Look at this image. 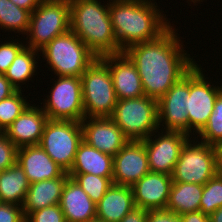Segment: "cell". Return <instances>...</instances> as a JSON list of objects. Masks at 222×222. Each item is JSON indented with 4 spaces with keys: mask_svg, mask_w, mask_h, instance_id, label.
<instances>
[{
    "mask_svg": "<svg viewBox=\"0 0 222 222\" xmlns=\"http://www.w3.org/2000/svg\"><path fill=\"white\" fill-rule=\"evenodd\" d=\"M178 28L172 24L154 40L134 44L123 51L134 63L144 94L159 100L197 61L186 52ZM177 31V32H176ZM192 57V58H191Z\"/></svg>",
    "mask_w": 222,
    "mask_h": 222,
    "instance_id": "6da1fadb",
    "label": "cell"
},
{
    "mask_svg": "<svg viewBox=\"0 0 222 222\" xmlns=\"http://www.w3.org/2000/svg\"><path fill=\"white\" fill-rule=\"evenodd\" d=\"M157 2L109 0V15L119 53L128 47L154 40L172 24Z\"/></svg>",
    "mask_w": 222,
    "mask_h": 222,
    "instance_id": "7a4b0ae2",
    "label": "cell"
},
{
    "mask_svg": "<svg viewBox=\"0 0 222 222\" xmlns=\"http://www.w3.org/2000/svg\"><path fill=\"white\" fill-rule=\"evenodd\" d=\"M106 3L101 0H70V30L97 57L119 53L109 15V0Z\"/></svg>",
    "mask_w": 222,
    "mask_h": 222,
    "instance_id": "3957f363",
    "label": "cell"
},
{
    "mask_svg": "<svg viewBox=\"0 0 222 222\" xmlns=\"http://www.w3.org/2000/svg\"><path fill=\"white\" fill-rule=\"evenodd\" d=\"M40 53L56 76L81 77L98 58L71 30L53 38Z\"/></svg>",
    "mask_w": 222,
    "mask_h": 222,
    "instance_id": "277c9868",
    "label": "cell"
},
{
    "mask_svg": "<svg viewBox=\"0 0 222 222\" xmlns=\"http://www.w3.org/2000/svg\"><path fill=\"white\" fill-rule=\"evenodd\" d=\"M191 138L183 145L171 177L173 182L204 185L220 171V148Z\"/></svg>",
    "mask_w": 222,
    "mask_h": 222,
    "instance_id": "5b68a950",
    "label": "cell"
},
{
    "mask_svg": "<svg viewBox=\"0 0 222 222\" xmlns=\"http://www.w3.org/2000/svg\"><path fill=\"white\" fill-rule=\"evenodd\" d=\"M128 140L142 141L158 131V100L146 95L117 99L110 117Z\"/></svg>",
    "mask_w": 222,
    "mask_h": 222,
    "instance_id": "8992f818",
    "label": "cell"
},
{
    "mask_svg": "<svg viewBox=\"0 0 222 222\" xmlns=\"http://www.w3.org/2000/svg\"><path fill=\"white\" fill-rule=\"evenodd\" d=\"M80 78L85 118L111 117L117 97L109 67L98 57Z\"/></svg>",
    "mask_w": 222,
    "mask_h": 222,
    "instance_id": "52a82bcc",
    "label": "cell"
},
{
    "mask_svg": "<svg viewBox=\"0 0 222 222\" xmlns=\"http://www.w3.org/2000/svg\"><path fill=\"white\" fill-rule=\"evenodd\" d=\"M70 30V0H42L31 13L26 47L41 50L53 38ZM29 39V40H28Z\"/></svg>",
    "mask_w": 222,
    "mask_h": 222,
    "instance_id": "ba28073f",
    "label": "cell"
},
{
    "mask_svg": "<svg viewBox=\"0 0 222 222\" xmlns=\"http://www.w3.org/2000/svg\"><path fill=\"white\" fill-rule=\"evenodd\" d=\"M83 141L80 122L48 119L39 146L51 159L68 172Z\"/></svg>",
    "mask_w": 222,
    "mask_h": 222,
    "instance_id": "9c48e42d",
    "label": "cell"
},
{
    "mask_svg": "<svg viewBox=\"0 0 222 222\" xmlns=\"http://www.w3.org/2000/svg\"><path fill=\"white\" fill-rule=\"evenodd\" d=\"M58 78V79H57ZM49 94L44 97L42 110L51 120L81 122L85 118L80 77L57 76ZM45 100V101H44Z\"/></svg>",
    "mask_w": 222,
    "mask_h": 222,
    "instance_id": "30bf717a",
    "label": "cell"
},
{
    "mask_svg": "<svg viewBox=\"0 0 222 222\" xmlns=\"http://www.w3.org/2000/svg\"><path fill=\"white\" fill-rule=\"evenodd\" d=\"M201 67V64L196 63L189 71V98L186 110L189 116L190 137H196L206 126L215 100L222 92V83L219 84L221 86L212 84L213 80H209L208 75L205 77Z\"/></svg>",
    "mask_w": 222,
    "mask_h": 222,
    "instance_id": "8fae6325",
    "label": "cell"
},
{
    "mask_svg": "<svg viewBox=\"0 0 222 222\" xmlns=\"http://www.w3.org/2000/svg\"><path fill=\"white\" fill-rule=\"evenodd\" d=\"M189 138L188 134L181 131L158 129L142 140L147 151L150 172L172 175L180 151Z\"/></svg>",
    "mask_w": 222,
    "mask_h": 222,
    "instance_id": "7c38bea8",
    "label": "cell"
},
{
    "mask_svg": "<svg viewBox=\"0 0 222 222\" xmlns=\"http://www.w3.org/2000/svg\"><path fill=\"white\" fill-rule=\"evenodd\" d=\"M189 72L158 100L159 130L181 131L189 135Z\"/></svg>",
    "mask_w": 222,
    "mask_h": 222,
    "instance_id": "4fadbf2b",
    "label": "cell"
},
{
    "mask_svg": "<svg viewBox=\"0 0 222 222\" xmlns=\"http://www.w3.org/2000/svg\"><path fill=\"white\" fill-rule=\"evenodd\" d=\"M150 172L143 141L129 140L113 157V184L133 186Z\"/></svg>",
    "mask_w": 222,
    "mask_h": 222,
    "instance_id": "5bb4252c",
    "label": "cell"
},
{
    "mask_svg": "<svg viewBox=\"0 0 222 222\" xmlns=\"http://www.w3.org/2000/svg\"><path fill=\"white\" fill-rule=\"evenodd\" d=\"M80 124L83 141L113 157L129 141L110 117L84 118Z\"/></svg>",
    "mask_w": 222,
    "mask_h": 222,
    "instance_id": "9a60e30c",
    "label": "cell"
},
{
    "mask_svg": "<svg viewBox=\"0 0 222 222\" xmlns=\"http://www.w3.org/2000/svg\"><path fill=\"white\" fill-rule=\"evenodd\" d=\"M99 58L109 67L117 99L139 98L145 95L137 69L124 52Z\"/></svg>",
    "mask_w": 222,
    "mask_h": 222,
    "instance_id": "2e32d148",
    "label": "cell"
},
{
    "mask_svg": "<svg viewBox=\"0 0 222 222\" xmlns=\"http://www.w3.org/2000/svg\"><path fill=\"white\" fill-rule=\"evenodd\" d=\"M172 184L171 175L148 172L131 186L135 207L147 211L166 208Z\"/></svg>",
    "mask_w": 222,
    "mask_h": 222,
    "instance_id": "e0dca14e",
    "label": "cell"
},
{
    "mask_svg": "<svg viewBox=\"0 0 222 222\" xmlns=\"http://www.w3.org/2000/svg\"><path fill=\"white\" fill-rule=\"evenodd\" d=\"M40 107L31 102L3 132L17 148L39 144L48 120L47 114Z\"/></svg>",
    "mask_w": 222,
    "mask_h": 222,
    "instance_id": "ac0fdd59",
    "label": "cell"
},
{
    "mask_svg": "<svg viewBox=\"0 0 222 222\" xmlns=\"http://www.w3.org/2000/svg\"><path fill=\"white\" fill-rule=\"evenodd\" d=\"M16 162L24 170L30 184L58 178L66 172L39 145L19 147Z\"/></svg>",
    "mask_w": 222,
    "mask_h": 222,
    "instance_id": "d6986e66",
    "label": "cell"
},
{
    "mask_svg": "<svg viewBox=\"0 0 222 222\" xmlns=\"http://www.w3.org/2000/svg\"><path fill=\"white\" fill-rule=\"evenodd\" d=\"M59 205L66 222H88L96 218V204L73 178L69 177L64 184Z\"/></svg>",
    "mask_w": 222,
    "mask_h": 222,
    "instance_id": "ffe728a7",
    "label": "cell"
},
{
    "mask_svg": "<svg viewBox=\"0 0 222 222\" xmlns=\"http://www.w3.org/2000/svg\"><path fill=\"white\" fill-rule=\"evenodd\" d=\"M133 208L132 188L112 184L96 205V218L105 222H120Z\"/></svg>",
    "mask_w": 222,
    "mask_h": 222,
    "instance_id": "44dd1931",
    "label": "cell"
},
{
    "mask_svg": "<svg viewBox=\"0 0 222 222\" xmlns=\"http://www.w3.org/2000/svg\"><path fill=\"white\" fill-rule=\"evenodd\" d=\"M69 175L31 183L22 204L25 217L34 211L60 203L62 190Z\"/></svg>",
    "mask_w": 222,
    "mask_h": 222,
    "instance_id": "7402d4cb",
    "label": "cell"
},
{
    "mask_svg": "<svg viewBox=\"0 0 222 222\" xmlns=\"http://www.w3.org/2000/svg\"><path fill=\"white\" fill-rule=\"evenodd\" d=\"M68 174H93L113 177V156L103 153L82 141Z\"/></svg>",
    "mask_w": 222,
    "mask_h": 222,
    "instance_id": "603a6c76",
    "label": "cell"
},
{
    "mask_svg": "<svg viewBox=\"0 0 222 222\" xmlns=\"http://www.w3.org/2000/svg\"><path fill=\"white\" fill-rule=\"evenodd\" d=\"M29 186L26 174L17 162L0 171V203L22 206Z\"/></svg>",
    "mask_w": 222,
    "mask_h": 222,
    "instance_id": "cb8c5ba5",
    "label": "cell"
},
{
    "mask_svg": "<svg viewBox=\"0 0 222 222\" xmlns=\"http://www.w3.org/2000/svg\"><path fill=\"white\" fill-rule=\"evenodd\" d=\"M202 193L201 184L173 182L166 208L179 215L200 211Z\"/></svg>",
    "mask_w": 222,
    "mask_h": 222,
    "instance_id": "d4e9b609",
    "label": "cell"
},
{
    "mask_svg": "<svg viewBox=\"0 0 222 222\" xmlns=\"http://www.w3.org/2000/svg\"><path fill=\"white\" fill-rule=\"evenodd\" d=\"M40 54L39 50L25 47L5 72L4 76L17 90L25 88L26 83L32 78L34 79V75L37 76V67H39L37 63ZM24 84L25 86H22Z\"/></svg>",
    "mask_w": 222,
    "mask_h": 222,
    "instance_id": "484cf974",
    "label": "cell"
},
{
    "mask_svg": "<svg viewBox=\"0 0 222 222\" xmlns=\"http://www.w3.org/2000/svg\"><path fill=\"white\" fill-rule=\"evenodd\" d=\"M31 13L16 6L10 0H0V29L26 36Z\"/></svg>",
    "mask_w": 222,
    "mask_h": 222,
    "instance_id": "4316f807",
    "label": "cell"
},
{
    "mask_svg": "<svg viewBox=\"0 0 222 222\" xmlns=\"http://www.w3.org/2000/svg\"><path fill=\"white\" fill-rule=\"evenodd\" d=\"M25 90H17L10 97L0 101V132H4L14 120L28 107L29 102L27 99L29 95L25 96Z\"/></svg>",
    "mask_w": 222,
    "mask_h": 222,
    "instance_id": "83f0119b",
    "label": "cell"
},
{
    "mask_svg": "<svg viewBox=\"0 0 222 222\" xmlns=\"http://www.w3.org/2000/svg\"><path fill=\"white\" fill-rule=\"evenodd\" d=\"M196 138L217 148L222 147V92L215 100L208 123Z\"/></svg>",
    "mask_w": 222,
    "mask_h": 222,
    "instance_id": "f1b7e54d",
    "label": "cell"
},
{
    "mask_svg": "<svg viewBox=\"0 0 222 222\" xmlns=\"http://www.w3.org/2000/svg\"><path fill=\"white\" fill-rule=\"evenodd\" d=\"M68 175L80 185V187L96 205L113 184V177H101L88 173Z\"/></svg>",
    "mask_w": 222,
    "mask_h": 222,
    "instance_id": "f546056e",
    "label": "cell"
},
{
    "mask_svg": "<svg viewBox=\"0 0 222 222\" xmlns=\"http://www.w3.org/2000/svg\"><path fill=\"white\" fill-rule=\"evenodd\" d=\"M220 207H222V170L203 185L200 211L211 215Z\"/></svg>",
    "mask_w": 222,
    "mask_h": 222,
    "instance_id": "4dcf8cb0",
    "label": "cell"
},
{
    "mask_svg": "<svg viewBox=\"0 0 222 222\" xmlns=\"http://www.w3.org/2000/svg\"><path fill=\"white\" fill-rule=\"evenodd\" d=\"M13 39L9 36L4 42L0 43V74H5L17 55L26 47L25 41L18 38ZM10 39V40H9Z\"/></svg>",
    "mask_w": 222,
    "mask_h": 222,
    "instance_id": "1f68e13d",
    "label": "cell"
},
{
    "mask_svg": "<svg viewBox=\"0 0 222 222\" xmlns=\"http://www.w3.org/2000/svg\"><path fill=\"white\" fill-rule=\"evenodd\" d=\"M25 222H66L59 204L29 213Z\"/></svg>",
    "mask_w": 222,
    "mask_h": 222,
    "instance_id": "d6a6232c",
    "label": "cell"
},
{
    "mask_svg": "<svg viewBox=\"0 0 222 222\" xmlns=\"http://www.w3.org/2000/svg\"><path fill=\"white\" fill-rule=\"evenodd\" d=\"M18 148L0 132V171L6 170L16 163Z\"/></svg>",
    "mask_w": 222,
    "mask_h": 222,
    "instance_id": "836d02e7",
    "label": "cell"
},
{
    "mask_svg": "<svg viewBox=\"0 0 222 222\" xmlns=\"http://www.w3.org/2000/svg\"><path fill=\"white\" fill-rule=\"evenodd\" d=\"M22 206L0 203V222H25Z\"/></svg>",
    "mask_w": 222,
    "mask_h": 222,
    "instance_id": "e575fe53",
    "label": "cell"
},
{
    "mask_svg": "<svg viewBox=\"0 0 222 222\" xmlns=\"http://www.w3.org/2000/svg\"><path fill=\"white\" fill-rule=\"evenodd\" d=\"M146 222H182L181 216L170 209L161 208L147 211Z\"/></svg>",
    "mask_w": 222,
    "mask_h": 222,
    "instance_id": "d590c367",
    "label": "cell"
},
{
    "mask_svg": "<svg viewBox=\"0 0 222 222\" xmlns=\"http://www.w3.org/2000/svg\"><path fill=\"white\" fill-rule=\"evenodd\" d=\"M147 210L133 208L120 222H146Z\"/></svg>",
    "mask_w": 222,
    "mask_h": 222,
    "instance_id": "8d00e7d4",
    "label": "cell"
},
{
    "mask_svg": "<svg viewBox=\"0 0 222 222\" xmlns=\"http://www.w3.org/2000/svg\"><path fill=\"white\" fill-rule=\"evenodd\" d=\"M16 91L17 89L10 83L4 74H0V101L10 97Z\"/></svg>",
    "mask_w": 222,
    "mask_h": 222,
    "instance_id": "74e56055",
    "label": "cell"
},
{
    "mask_svg": "<svg viewBox=\"0 0 222 222\" xmlns=\"http://www.w3.org/2000/svg\"><path fill=\"white\" fill-rule=\"evenodd\" d=\"M180 216L182 222H210L209 215L201 211L185 213Z\"/></svg>",
    "mask_w": 222,
    "mask_h": 222,
    "instance_id": "f35d334b",
    "label": "cell"
},
{
    "mask_svg": "<svg viewBox=\"0 0 222 222\" xmlns=\"http://www.w3.org/2000/svg\"><path fill=\"white\" fill-rule=\"evenodd\" d=\"M16 6L28 10L32 13L42 2V0H10Z\"/></svg>",
    "mask_w": 222,
    "mask_h": 222,
    "instance_id": "ab89813d",
    "label": "cell"
},
{
    "mask_svg": "<svg viewBox=\"0 0 222 222\" xmlns=\"http://www.w3.org/2000/svg\"><path fill=\"white\" fill-rule=\"evenodd\" d=\"M210 222H222V207L209 215Z\"/></svg>",
    "mask_w": 222,
    "mask_h": 222,
    "instance_id": "60d3db41",
    "label": "cell"
},
{
    "mask_svg": "<svg viewBox=\"0 0 222 222\" xmlns=\"http://www.w3.org/2000/svg\"><path fill=\"white\" fill-rule=\"evenodd\" d=\"M189 1V2H188ZM204 0H187L186 2L188 3V5L190 4H194L193 6L195 5H198V4H201V2H203ZM192 2V3H191ZM198 3V4H196Z\"/></svg>",
    "mask_w": 222,
    "mask_h": 222,
    "instance_id": "b9f144b4",
    "label": "cell"
},
{
    "mask_svg": "<svg viewBox=\"0 0 222 222\" xmlns=\"http://www.w3.org/2000/svg\"><path fill=\"white\" fill-rule=\"evenodd\" d=\"M220 170H222V147L220 148Z\"/></svg>",
    "mask_w": 222,
    "mask_h": 222,
    "instance_id": "7bdbcfd3",
    "label": "cell"
},
{
    "mask_svg": "<svg viewBox=\"0 0 222 222\" xmlns=\"http://www.w3.org/2000/svg\"><path fill=\"white\" fill-rule=\"evenodd\" d=\"M88 222H105V221H101V220H99V219L95 218V219L90 220V221H88Z\"/></svg>",
    "mask_w": 222,
    "mask_h": 222,
    "instance_id": "ee69618b",
    "label": "cell"
},
{
    "mask_svg": "<svg viewBox=\"0 0 222 222\" xmlns=\"http://www.w3.org/2000/svg\"><path fill=\"white\" fill-rule=\"evenodd\" d=\"M139 1H150V2H155V0H139Z\"/></svg>",
    "mask_w": 222,
    "mask_h": 222,
    "instance_id": "f6af8a7d",
    "label": "cell"
}]
</instances>
